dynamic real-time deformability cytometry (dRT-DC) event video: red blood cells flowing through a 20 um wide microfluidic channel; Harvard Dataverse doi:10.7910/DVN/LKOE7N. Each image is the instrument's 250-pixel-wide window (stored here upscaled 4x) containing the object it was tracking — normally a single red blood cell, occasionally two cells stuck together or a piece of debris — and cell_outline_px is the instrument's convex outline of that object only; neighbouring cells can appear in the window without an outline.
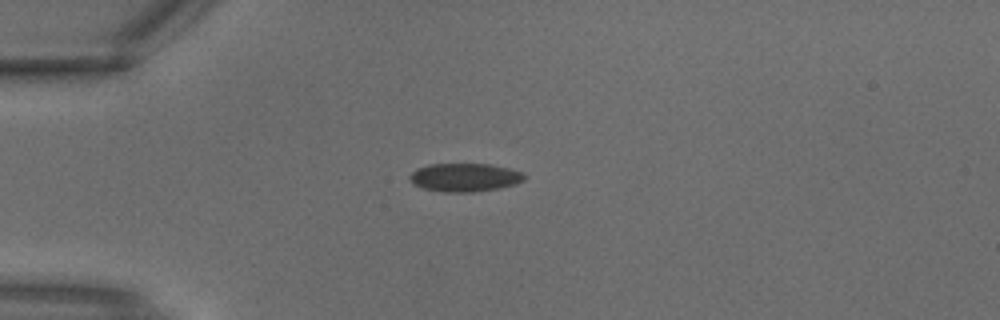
{"species": "common noctule bat (a hibernating species)", "species_latin": "Nyctalus noctula", "temperature_condition": "warm", "stored_images_in_passage": 2, "camera_frame_rate_fps": 3000, "um_per_image_px": 0.085, "animal": {"sex": "male", "body_mass_g": 18.8}, "frame": {"image": 1, "passage_image": 2, "time_ms": 0.333, "image_size_px": [1000, 320], "cell_outline_px": [[524, 180], [516, 184], [500, 188], [472, 192], [444, 192], [424, 188], [412, 184], [408, 180], [408, 176], [416, 168], [428, 164], [492, 164], [524, 172]], "centroid_in_image_um": [39.48, 15.07], "position_along_channel_um": 45.5, "area_um2": 19.13}}